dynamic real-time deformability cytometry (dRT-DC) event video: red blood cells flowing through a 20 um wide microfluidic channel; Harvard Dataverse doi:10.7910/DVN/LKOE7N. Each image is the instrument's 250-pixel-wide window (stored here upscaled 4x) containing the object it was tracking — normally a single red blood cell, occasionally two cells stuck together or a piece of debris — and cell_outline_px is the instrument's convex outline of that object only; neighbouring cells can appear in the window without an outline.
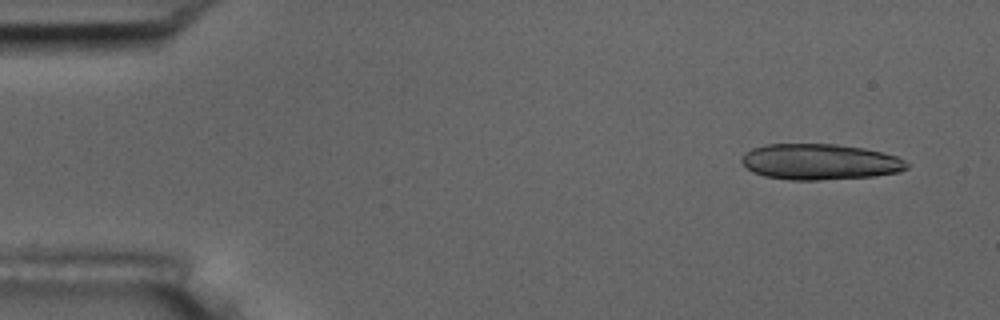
{"species": "common noctule bat (a hibernating species)", "species_latin": "Nyctalus noctula", "temperature_condition": "room temperature", "stored_images_in_passage": 5, "camera_frame_rate_fps": 3000, "um_per_image_px": 0.085, "animal": {"sex": "male", "body_mass_g": 17.5, "forearm_length_mm": 52.3}, "frame": {"image": 1, "passage_image": 2, "time_ms": 1.0, "image_size_px": [1000, 320], "cell_outline_px": [[908, 168], [900, 172], [872, 176], [820, 180], [792, 180], [764, 176], [752, 172], [740, 160], [744, 152], [752, 148], [764, 144], [836, 144], [864, 148], [896, 156], [904, 160], [908, 164]], "centroid_in_image_um": [69.66, 13.75], "position_along_channel_um": 15.3, "area_um2": 34.56}}